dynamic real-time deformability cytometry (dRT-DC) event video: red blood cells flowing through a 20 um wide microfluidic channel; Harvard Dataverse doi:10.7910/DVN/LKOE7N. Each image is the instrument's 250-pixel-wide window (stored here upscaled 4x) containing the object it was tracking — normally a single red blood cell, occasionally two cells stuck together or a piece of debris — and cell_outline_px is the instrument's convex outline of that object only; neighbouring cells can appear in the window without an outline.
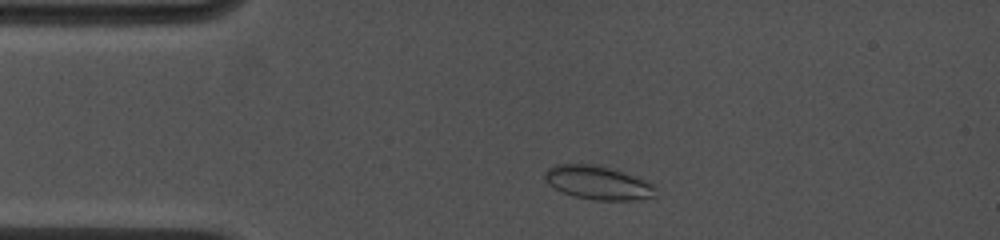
{"species": "common noctule bat (a hibernating species)", "species_latin": "Nyctalus noctula", "temperature_condition": "cold", "stored_images_in_passage": 11, "camera_frame_rate_fps": 4500, "um_per_image_px": 0.085, "animal": {"sex": "female", "body_mass_g": 19.0, "forearm_length_mm": 53.3}, "frame": {"image": 1, "passage_image": 4, "time_ms": 1.333, "image_size_px": [1000, 240], "cell_outline_px": [[656, 196], [632, 200], [592, 200], [576, 196], [564, 192], [548, 184], [544, 180], [544, 172], [548, 168], [556, 164], [596, 164], [616, 168], [644, 180], [652, 184], [656, 188]], "centroid_in_image_um": [50.83, 15.51], "position_along_channel_um": 34.2, "area_um2": 21.85}}
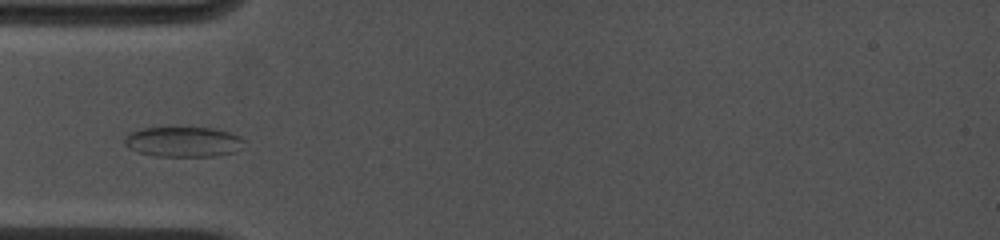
{"frame": {"image": 2, "passage_image": 8, "time_ms": 3.111, "image_size_px": [1000, 240], "cell_outline_px": [[244, 140], [232, 152], [216, 156], [156, 156], [140, 152], [128, 148], [124, 144], [124, 136], [128, 132], [140, 128], [212, 128], [228, 132], [240, 136]], "centroid_in_image_um": [15.48, 12.04], "position_along_channel_um": 69.5, "area_um2": 20.75}}
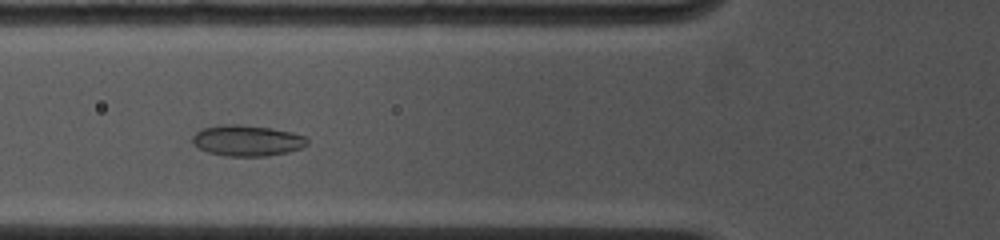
{"frame": {"image": 3, "passage_image": 10, "time_ms": 4.0, "image_size_px": [1000, 240], "cell_outline_px": [[308, 144], [300, 148], [288, 152], [268, 156], [224, 156], [208, 152], [192, 144], [192, 136], [196, 132], [204, 128], [224, 124], [240, 124], [272, 128], [292, 132], [308, 136]], "centroid_in_image_um": [21.03, 11.94], "position_along_channel_um": 104.8, "area_um2": 20.87}}